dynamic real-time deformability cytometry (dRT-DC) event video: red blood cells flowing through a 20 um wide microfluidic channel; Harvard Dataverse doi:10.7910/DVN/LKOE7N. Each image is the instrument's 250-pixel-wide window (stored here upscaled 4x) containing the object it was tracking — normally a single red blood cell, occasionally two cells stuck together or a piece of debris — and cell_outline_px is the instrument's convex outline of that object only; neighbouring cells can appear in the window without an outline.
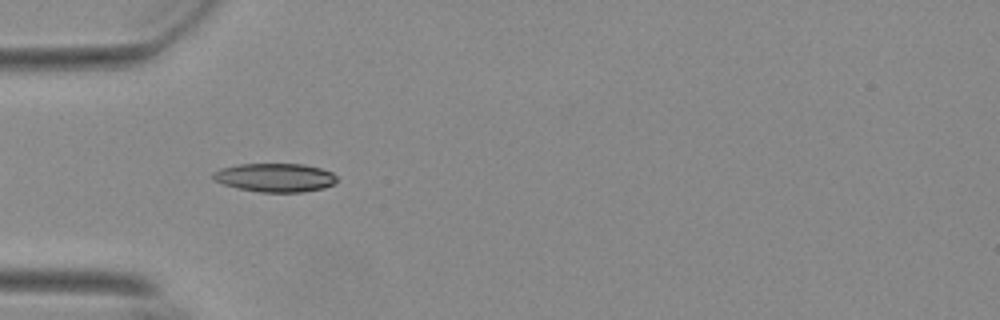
{"species": "Egyptian fruit bat (a non-hibernating species)", "species_latin": "Rousettus aegyptiacus", "temperature_condition": "warm", "stored_images_in_passage": 27, "camera_frame_rate_fps": 3000, "um_per_image_px": 0.085, "animal": {"sex": "female"}, "frame": {"image": 1, "passage_image": 4, "time_ms": 1.0, "image_size_px": [1000, 320], "cell_outline_px": [[336, 180], [332, 184], [324, 188], [300, 192], [260, 192], [240, 188], [224, 184], [212, 180], [212, 172], [220, 168], [240, 164], [304, 164], [320, 168], [332, 172], [336, 176]], "centroid_in_image_um": [23.35, 15.08], "position_along_channel_um": 61.6, "area_um2": 20.58}}
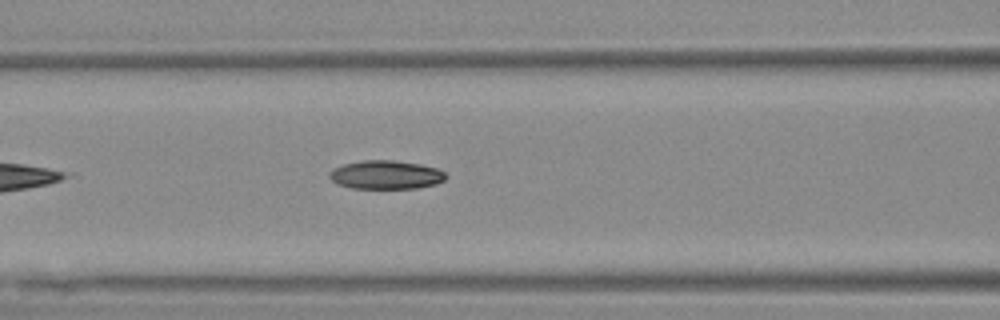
{"frame": {"image": 2, "passage_image": 10, "time_ms": 3.0, "image_size_px": [1000, 320], "cell_outline_px": [[448, 176], [444, 180], [436, 184], [416, 188], [352, 188], [340, 184], [332, 180], [328, 176], [328, 172], [344, 164], [364, 160], [392, 160], [420, 164], [436, 168], [444, 172]], "centroid_in_image_um": [32.82, 14.85], "position_along_channel_um": 133.8, "area_um2": 19.25}}
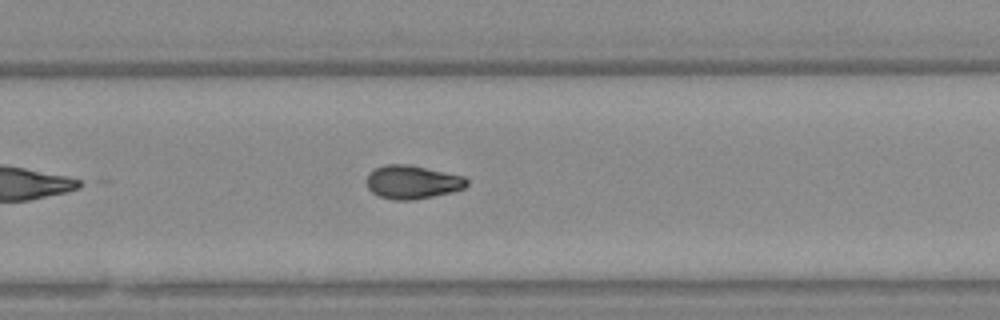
{"frame": {"image": 3, "passage_image": 23, "time_ms": 7.333, "image_size_px": [1000, 320], "cell_outline_px": [[468, 184], [464, 188], [452, 192], [412, 200], [396, 200], [380, 196], [372, 192], [368, 188], [364, 180], [368, 172], [384, 164], [408, 164], [464, 176], [468, 180]], "centroid_in_image_um": [35.01, 15.47], "position_along_channel_um": 294.8, "area_um2": 19.65}}